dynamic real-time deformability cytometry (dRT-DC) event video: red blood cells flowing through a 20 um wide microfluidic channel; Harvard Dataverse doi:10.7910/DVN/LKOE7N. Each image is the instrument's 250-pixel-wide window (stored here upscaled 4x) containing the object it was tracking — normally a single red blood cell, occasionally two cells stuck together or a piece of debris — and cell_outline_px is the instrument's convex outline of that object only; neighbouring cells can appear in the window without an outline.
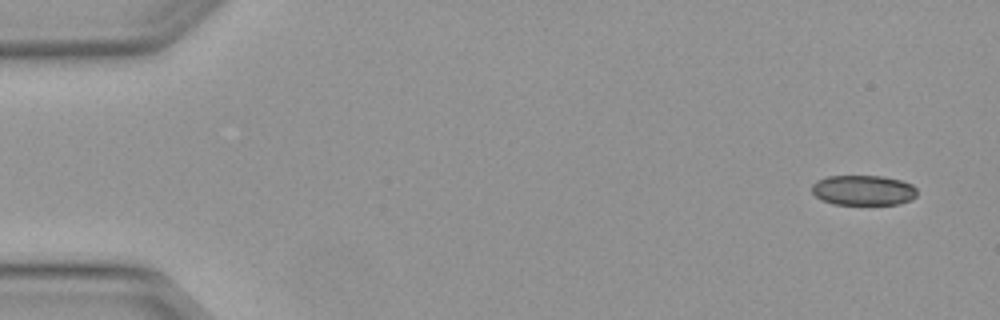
{"species": "Egyptian fruit bat (a non-hibernating species)", "species_latin": "Rousettus aegyptiacus", "temperature_condition": "warm", "stored_images_in_passage": 5, "camera_frame_rate_fps": 3000, "um_per_image_px": 0.085, "animal": {"sex": "female"}, "frame": {"image": 1, "passage_image": 1, "time_ms": 0.0, "image_size_px": [1000, 320], "cell_outline_px": [[916, 196], [912, 200], [900, 204], [832, 204], [820, 200], [812, 192], [812, 184], [816, 180], [828, 176], [884, 176], [900, 180], [912, 184], [916, 188]], "centroid_in_image_um": [73.37, 16.17], "position_along_channel_um": 11.6, "area_um2": 18.67}}
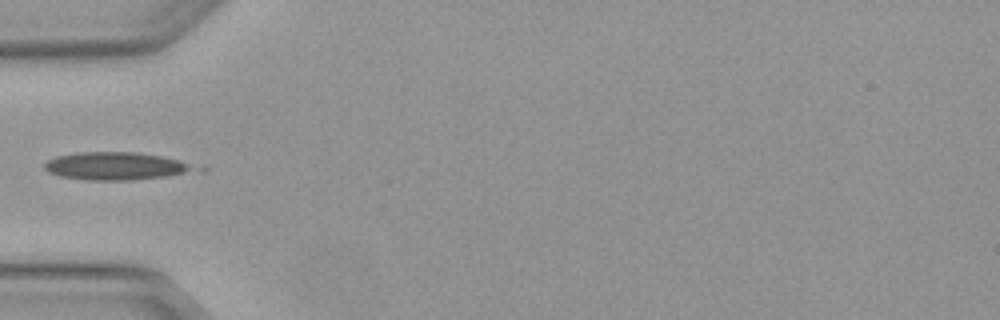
{"frame": {"image": 2, "passage_image": 4, "time_ms": 1.0, "image_size_px": [1000, 320], "cell_outline_px": [[192, 168], [184, 172], [168, 176], [132, 180], [88, 180], [60, 176], [48, 172], [44, 168], [44, 164], [48, 160], [56, 156], [76, 152], [136, 152], [160, 156], [180, 160]], "centroid_in_image_um": [9.68, 14.11], "position_along_channel_um": 75.3, "area_um2": 23.76}}
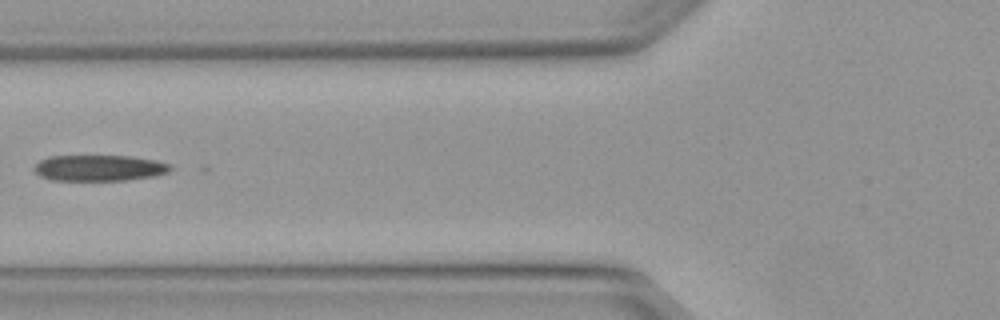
{"frame": {"image": 3, "passage_image": 5, "time_ms": 1.333, "image_size_px": [1000, 320], "cell_outline_px": [[172, 168], [168, 172], [156, 176], [124, 180], [52, 180], [40, 176], [32, 168], [40, 160], [48, 156], [128, 156], [156, 160], [168, 164]], "centroid_in_image_um": [8.41, 14.27], "position_along_channel_um": 117.4, "area_um2": 20.58}}